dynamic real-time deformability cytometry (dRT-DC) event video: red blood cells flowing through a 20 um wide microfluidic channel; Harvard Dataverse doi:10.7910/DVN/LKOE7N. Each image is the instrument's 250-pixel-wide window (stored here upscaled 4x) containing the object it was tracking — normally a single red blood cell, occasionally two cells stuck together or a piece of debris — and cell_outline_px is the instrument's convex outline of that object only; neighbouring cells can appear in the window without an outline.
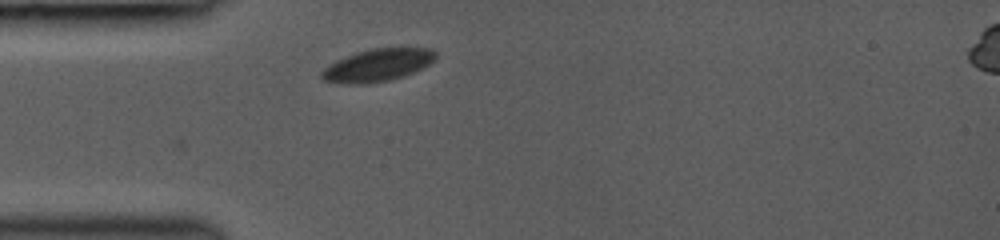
{"species": "common noctule bat (a hibernating species)", "species_latin": "Nyctalus noctula", "temperature_condition": "room temperature", "stored_images_in_passage": 28, "camera_frame_rate_fps": 3000, "um_per_image_px": 0.085, "animal": {"sex": "female", "body_mass_g": 19.0, "forearm_length_mm": 53.3}, "frame": {"image": 1, "passage_image": 1, "time_ms": 0.0, "image_size_px": [1000, 240], "cell_outline_px": [[436, 60], [404, 76], [392, 80], [364, 84], [348, 84], [324, 80], [320, 76], [320, 72], [324, 68], [336, 60], [356, 52], [372, 48], [432, 48], [436, 52]], "centroid_in_image_um": [32.09, 5.54], "position_along_channel_um": 52.9, "area_um2": 21.56}}
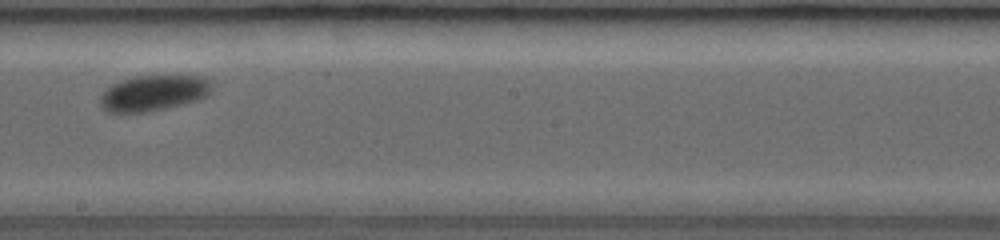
{"frame": {"image": 2, "passage_image": 15, "time_ms": 4.667, "image_size_px": [1000, 240], "cell_outline_px": [[212, 92], [196, 100], [148, 112], [108, 112], [100, 104], [100, 96], [104, 88], [120, 80], [136, 76], [204, 76], [212, 80]], "centroid_in_image_um": [13.04, 7.89], "position_along_channel_um": 235.2, "area_um2": 23.24}}
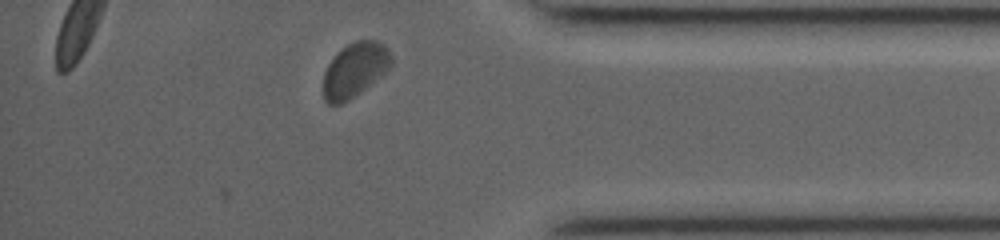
{"frame": {"image": 3, "passage_image": 28, "time_ms": 9.0, "image_size_px": [1000, 240], "cell_outline_px": [[392, 64], [380, 76], [348, 100], [340, 104], [328, 104], [324, 100], [324, 72], [328, 64], [336, 52], [348, 44], [356, 40], [376, 40], [384, 44], [388, 48], [392, 56]], "centroid_in_image_um": [30.15, 5.91], "position_along_channel_um": 405.0, "area_um2": 21.33}}